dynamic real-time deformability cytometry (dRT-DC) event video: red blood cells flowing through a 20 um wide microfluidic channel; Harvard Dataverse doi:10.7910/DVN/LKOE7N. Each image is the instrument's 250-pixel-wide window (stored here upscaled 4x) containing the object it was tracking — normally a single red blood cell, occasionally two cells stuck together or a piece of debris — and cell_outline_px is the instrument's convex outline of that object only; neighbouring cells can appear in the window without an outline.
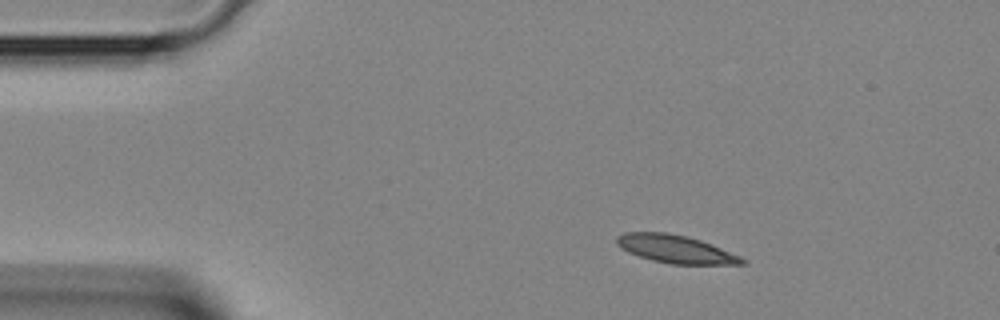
{"species": "Egyptian fruit bat (a non-hibernating species)", "species_latin": "Rousettus aegyptiacus", "temperature_condition": "room temperature", "stored_images_in_passage": 2, "camera_frame_rate_fps": 3000, "um_per_image_px": 0.085, "animal": {"sex": "female"}, "frame": {"image": 1, "passage_image": 1, "time_ms": 0.0, "image_size_px": [1000, 320], "cell_outline_px": [[748, 260], [744, 264], [672, 264], [652, 260], [628, 252], [620, 248], [616, 244], [616, 236], [624, 232], [664, 232], [688, 236], [712, 244], [740, 256]], "centroid_in_image_um": [57.41, 21.16], "position_along_channel_um": 27.6, "area_um2": 20.46}}